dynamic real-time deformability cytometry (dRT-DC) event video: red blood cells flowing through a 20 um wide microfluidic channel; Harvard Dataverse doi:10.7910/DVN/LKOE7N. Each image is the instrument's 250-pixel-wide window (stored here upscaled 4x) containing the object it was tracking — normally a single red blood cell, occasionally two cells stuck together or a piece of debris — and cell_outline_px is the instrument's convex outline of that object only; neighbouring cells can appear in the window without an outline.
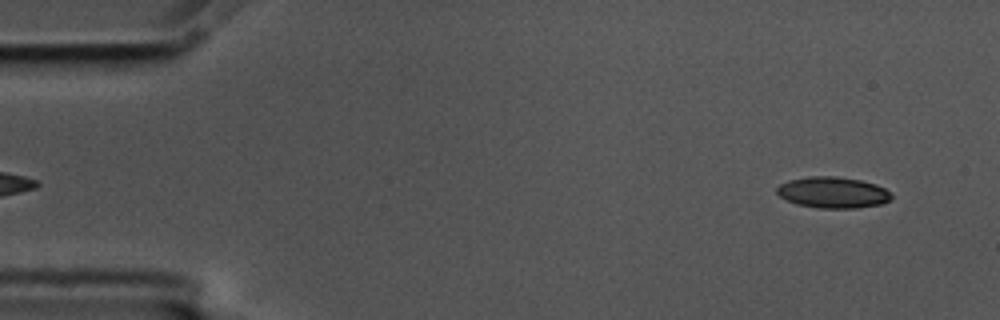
{"species": "common noctule bat (a hibernating species)", "species_latin": "Nyctalus noctula", "temperature_condition": "cold", "stored_images_in_passage": 55, "camera_frame_rate_fps": 3000, "um_per_image_px": 0.085, "animal": {"sex": "male", "body_mass_g": 17.5, "forearm_length_mm": 52.3}, "frame": {"image": 1, "passage_image": 3, "time_ms": 0.667, "image_size_px": [1000, 320], "cell_outline_px": [[892, 196], [884, 204], [856, 208], [820, 208], [796, 204], [780, 196], [776, 192], [776, 188], [780, 184], [788, 180], [812, 176], [836, 176], [860, 180], [876, 184], [884, 188]], "centroid_in_image_um": [70.79, 16.36], "position_along_channel_um": 14.2, "area_um2": 20.75}}
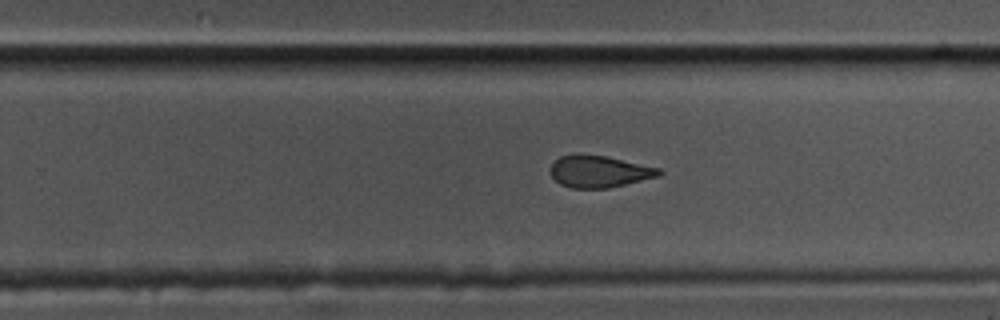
{"frame": {"image": 2, "passage_image": 34, "time_ms": 11.0, "image_size_px": [1000, 320], "cell_outline_px": [[664, 172], [660, 176], [608, 188], [572, 188], [560, 184], [548, 172], [552, 164], [560, 156], [608, 156], [660, 168]], "centroid_in_image_um": [50.97, 14.6], "position_along_channel_um": 278.8, "area_um2": 19.88}}
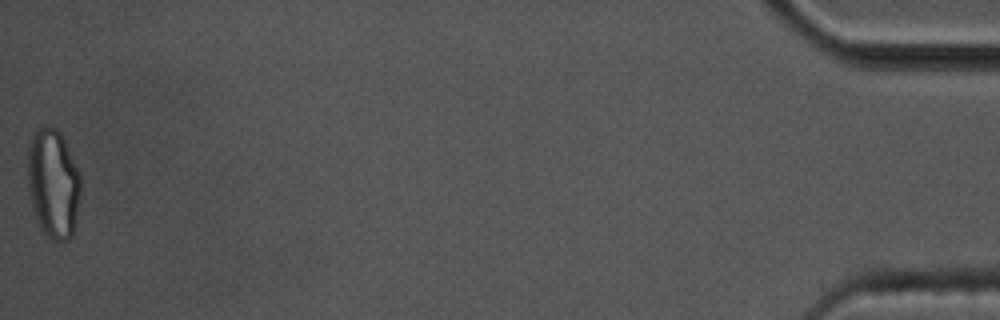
{"frame": {"image": 3, "passage_image": 55, "time_ms": 18.0, "image_size_px": [1000, 320], "cell_outline_px": [[80, 192], [76, 220], [72, 236], [68, 240], [52, 240], [40, 228], [28, 192], [28, 144], [36, 128], [40, 124], [44, 124], [56, 128], [60, 132], [64, 140], [80, 176]], "centroid_in_image_um": [4.5, 15.56], "position_along_channel_um": 430.7, "area_um2": 33.7}, "authors_computed_cell_mechanics": {"area_um2": 21.4438, "velocity_mm_per_s": 3.5794, "shape_relaxation_time_tau1_ms": 10.5497, "shape_relaxation_time_tau2_ms": 2.6622, "deformation_change_tau1": 0.2145, "deformation_change_tau2": 0.0952}}